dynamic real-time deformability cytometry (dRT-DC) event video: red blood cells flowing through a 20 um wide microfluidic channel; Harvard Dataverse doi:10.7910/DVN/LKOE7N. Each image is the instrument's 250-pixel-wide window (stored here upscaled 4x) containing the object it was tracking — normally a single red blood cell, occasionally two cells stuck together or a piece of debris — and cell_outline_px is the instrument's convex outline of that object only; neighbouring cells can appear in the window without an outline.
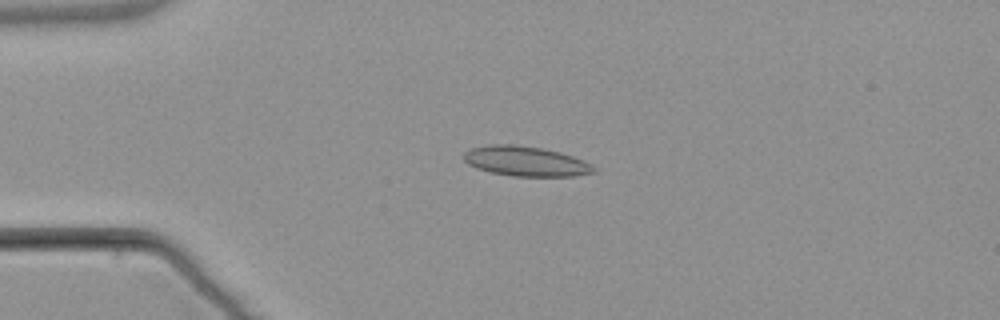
{"species": "common noctule bat (a hibernating species)", "species_latin": "Nyctalus noctula", "temperature_condition": "warm", "stored_images_in_passage": 3, "camera_frame_rate_fps": 3000, "um_per_image_px": 0.085, "animal": {"sex": "male", "body_mass_g": 21.5, "forearm_length_mm": 52.0}, "frame": {"image": 1, "passage_image": 3, "time_ms": 3.333, "image_size_px": [1000, 320], "cell_outline_px": [[596, 172], [576, 176], [512, 176], [492, 172], [476, 168], [468, 164], [464, 160], [464, 152], [472, 148], [488, 144], [516, 144], [544, 148], [560, 152], [584, 160], [592, 164], [596, 168]], "centroid_in_image_um": [44.71, 13.7], "position_along_channel_um": 40.3, "area_um2": 22.83}}